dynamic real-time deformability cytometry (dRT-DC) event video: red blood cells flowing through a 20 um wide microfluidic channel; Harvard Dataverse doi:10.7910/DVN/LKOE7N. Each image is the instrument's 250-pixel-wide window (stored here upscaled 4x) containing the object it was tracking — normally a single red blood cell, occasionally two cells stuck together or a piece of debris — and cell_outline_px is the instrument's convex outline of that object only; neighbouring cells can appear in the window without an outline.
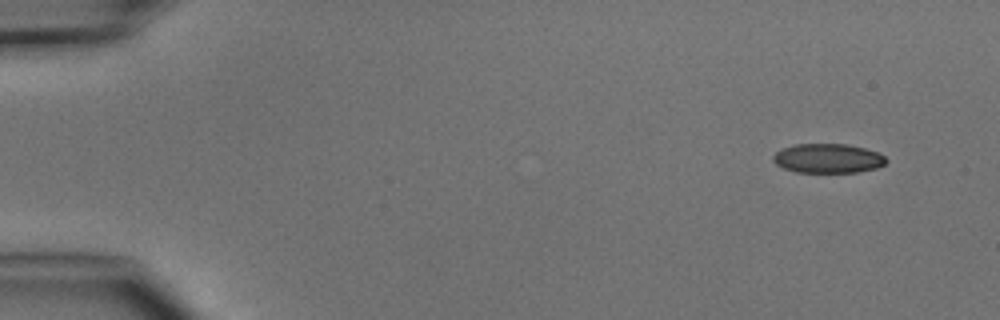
{"species": "common noctule bat (a hibernating species)", "species_latin": "Nyctalus noctula", "temperature_condition": "cold", "stored_images_in_passage": 5, "camera_frame_rate_fps": 3000, "um_per_image_px": 0.085, "animal": {"sex": "male", "body_mass_g": 15.6}, "frame": {"image": 1, "passage_image": 1, "time_ms": 0.0, "image_size_px": [1000, 320], "cell_outline_px": [[888, 160], [884, 164], [876, 168], [856, 172], [796, 172], [784, 168], [776, 164], [772, 160], [772, 156], [776, 152], [784, 148], [796, 144], [844, 144], [864, 148], [876, 152], [884, 156]], "centroid_in_image_um": [70.36, 13.46], "position_along_channel_um": 14.6, "area_um2": 19.13}}
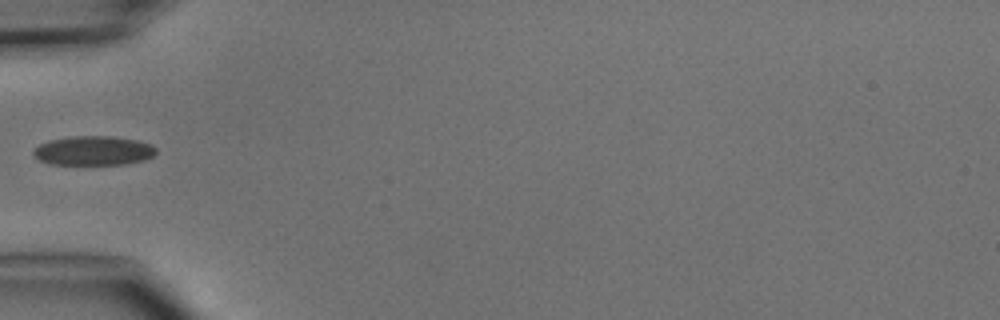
{"frame": {"image": 2, "passage_image": 4, "time_ms": 4.333, "image_size_px": [1000, 320], "cell_outline_px": [[156, 152], [152, 156], [144, 160], [124, 164], [52, 164], [40, 160], [32, 152], [40, 144], [48, 140], [72, 136], [112, 136], [136, 140], [152, 144], [156, 148]], "centroid_in_image_um": [7.96, 12.8], "position_along_channel_um": 77.0, "area_um2": 20.81}}